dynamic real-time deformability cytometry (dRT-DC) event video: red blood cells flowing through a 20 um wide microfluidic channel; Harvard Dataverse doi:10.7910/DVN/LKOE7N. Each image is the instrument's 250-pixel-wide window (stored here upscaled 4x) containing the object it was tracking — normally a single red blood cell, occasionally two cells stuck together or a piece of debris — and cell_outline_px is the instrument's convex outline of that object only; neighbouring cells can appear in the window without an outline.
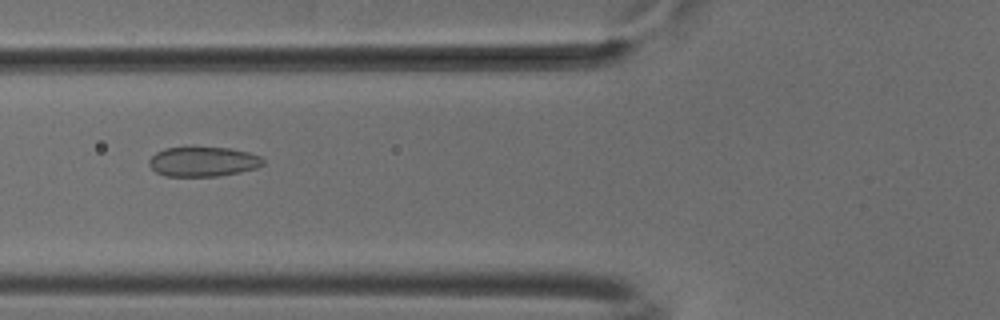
{"species": "common noctule bat (a hibernating species)", "species_latin": "Nyctalus noctula", "temperature_condition": "cold", "stored_images_in_passage": 52, "camera_frame_rate_fps": 3000, "um_per_image_px": 0.085, "animal": {"sex": "male", "body_mass_g": 18.8}, "frame": {"image": 1, "passage_image": 20, "time_ms": 6.333, "image_size_px": [1000, 320], "cell_outline_px": [[264, 164], [256, 168], [240, 172], [220, 176], [164, 176], [156, 172], [148, 164], [148, 160], [156, 152], [164, 148], [232, 148], [248, 152], [260, 156], [264, 160]], "centroid_in_image_um": [17.26, 13.75], "position_along_channel_um": 108.5, "area_um2": 19.71}}
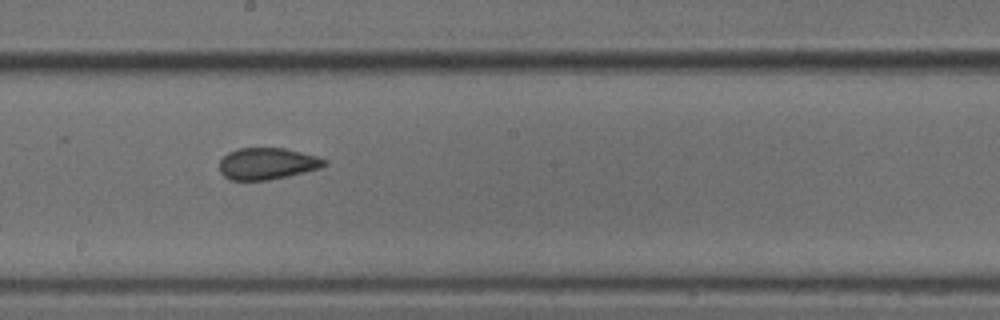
{"frame": {"image": 2, "passage_image": 29, "time_ms": 9.333, "image_size_px": [1000, 320], "cell_outline_px": [[328, 164], [320, 168], [288, 176], [268, 180], [232, 180], [224, 176], [220, 172], [220, 160], [228, 152], [240, 148], [284, 148], [316, 156], [328, 160]], "centroid_in_image_um": [22.72, 13.91], "position_along_channel_um": 225.5, "area_um2": 19.31}}
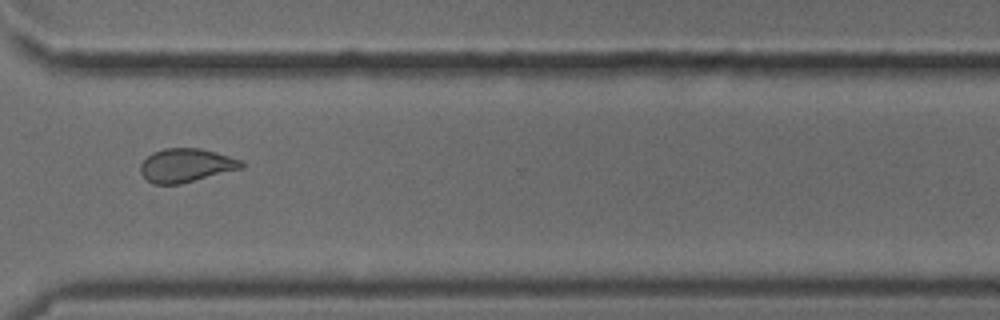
{"frame": {"image": 3, "passage_image": 39, "time_ms": 12.667, "image_size_px": [1000, 320], "cell_outline_px": [[244, 168], [180, 184], [152, 184], [140, 172], [140, 164], [152, 152], [164, 148], [200, 148], [216, 152], [244, 160]], "centroid_in_image_um": [15.85, 14.05], "position_along_channel_um": 354.8, "area_um2": 19.94}, "authors_computed_cell_mechanics": {"area_um2": 20.0855, "velocity_mm_per_s": 3.8836, "shape_relaxation_time_tau1_ms": null, "shape_relaxation_time_tau2_ms": 1.2435, "deformation_change_tau1": null, "deformation_change_tau2": 0.0645}}